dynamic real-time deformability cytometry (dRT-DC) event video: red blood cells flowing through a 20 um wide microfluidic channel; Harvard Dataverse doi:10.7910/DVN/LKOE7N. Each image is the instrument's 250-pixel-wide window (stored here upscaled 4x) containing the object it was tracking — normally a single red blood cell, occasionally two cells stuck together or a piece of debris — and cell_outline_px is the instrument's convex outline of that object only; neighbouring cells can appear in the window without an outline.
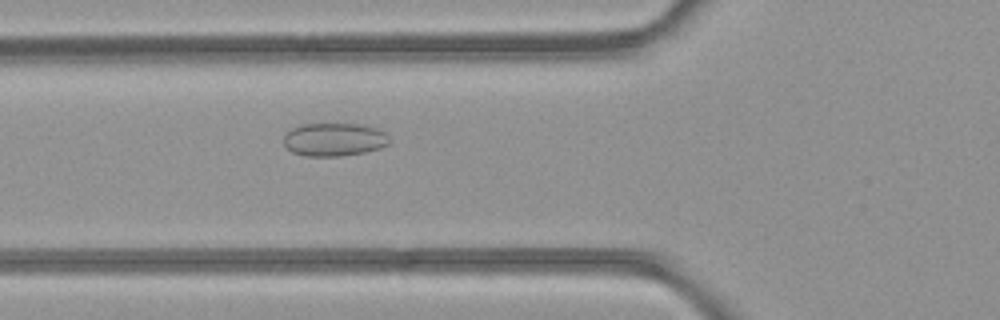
{"species": "common noctule bat (a hibernating species)", "species_latin": "Nyctalus noctula", "temperature_condition": "room temperature", "stored_images_in_passage": 21, "camera_frame_rate_fps": 3000, "um_per_image_px": 0.085, "animal": {"sex": "female", "body_mass_g": 21.9}, "frame": {"image": 1, "passage_image": 3, "time_ms": 0.667, "image_size_px": [1000, 320], "cell_outline_px": [[392, 140], [388, 144], [380, 148], [364, 152], [340, 156], [304, 156], [292, 152], [284, 144], [284, 132], [300, 124], [360, 124], [376, 128], [384, 132]], "centroid_in_image_um": [28.39, 11.85], "position_along_channel_um": 97.4, "area_um2": 20.58}}
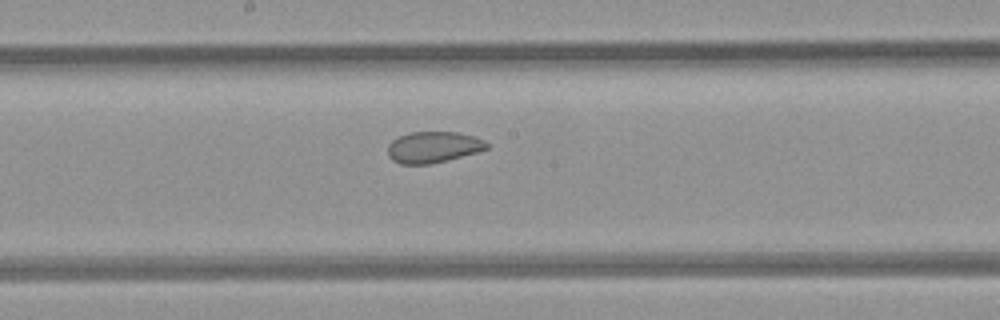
{"frame": {"image": 2, "passage_image": 11, "time_ms": 3.333, "image_size_px": [1000, 320], "cell_outline_px": [[488, 148], [476, 152], [448, 160], [428, 164], [400, 164], [392, 160], [388, 156], [388, 144], [392, 140], [408, 132], [456, 132], [476, 136], [484, 140], [488, 144]], "centroid_in_image_um": [36.81, 12.5], "position_along_channel_um": 211.4, "area_um2": 18.03}}
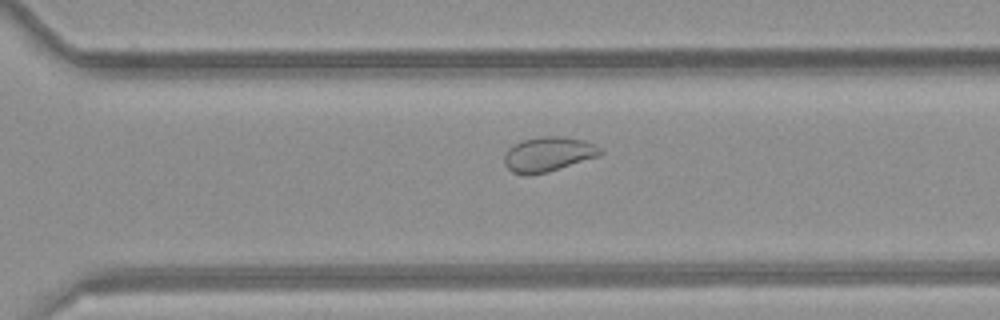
{"frame": {"image": 3, "passage_image": 19, "time_ms": 6.0, "image_size_px": [1000, 320], "cell_outline_px": [[604, 152], [600, 156], [548, 172], [528, 176], [512, 172], [504, 164], [504, 156], [508, 148], [524, 140], [544, 136], [564, 136], [584, 140], [600, 148]], "centroid_in_image_um": [46.61, 13.12], "position_along_channel_um": 324.0, "area_um2": 19.48}}